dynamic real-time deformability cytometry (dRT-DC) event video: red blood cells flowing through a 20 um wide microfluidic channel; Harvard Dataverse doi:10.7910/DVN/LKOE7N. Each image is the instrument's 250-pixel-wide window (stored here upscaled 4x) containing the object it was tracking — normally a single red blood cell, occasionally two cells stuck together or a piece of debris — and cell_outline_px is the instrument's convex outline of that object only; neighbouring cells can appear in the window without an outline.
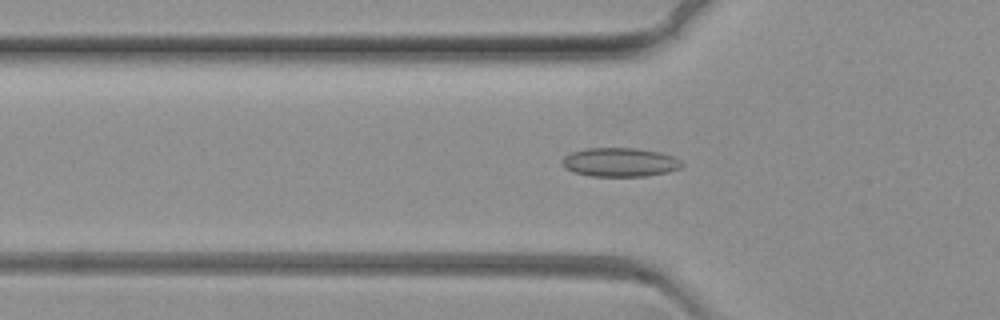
{"species": "common noctule bat (a hibernating species)", "species_latin": "Nyctalus noctula", "temperature_condition": "warm", "stored_images_in_passage": 46, "camera_frame_rate_fps": 3000, "um_per_image_px": 0.085, "animal": {"sex": "female", "body_mass_g": 19.3, "forearm_length_mm": 54.1}, "frame": {"image": 1, "passage_image": 8, "time_ms": 2.333, "image_size_px": [1000, 320], "cell_outline_px": [[684, 164], [680, 168], [668, 172], [648, 176], [588, 176], [564, 168], [560, 164], [560, 160], [564, 156], [572, 152], [588, 148], [636, 148], [660, 152], [672, 156], [680, 160]], "centroid_in_image_um": [52.67, 13.79], "position_along_channel_um": 73.1, "area_um2": 20.29}}
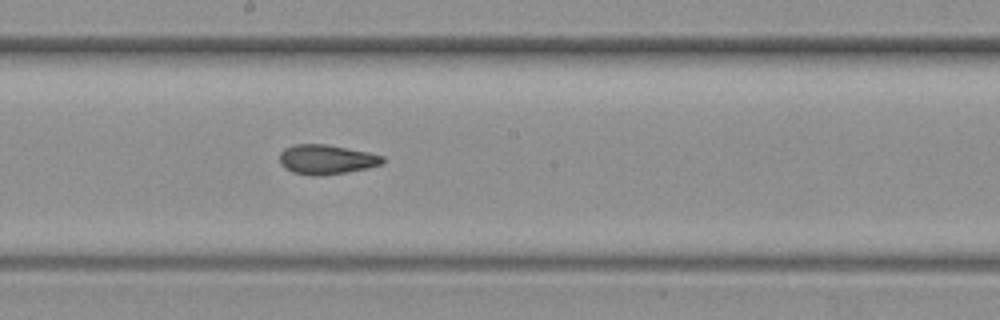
{"frame": {"image": 2, "passage_image": 23, "time_ms": 7.333, "image_size_px": [1000, 320], "cell_outline_px": [[384, 160], [380, 164], [368, 168], [320, 176], [312, 176], [292, 172], [284, 168], [280, 164], [280, 152], [284, 148], [292, 144], [324, 144], [368, 152], [384, 156]], "centroid_in_image_um": [27.69, 13.55], "position_along_channel_um": 220.5, "area_um2": 17.74}}
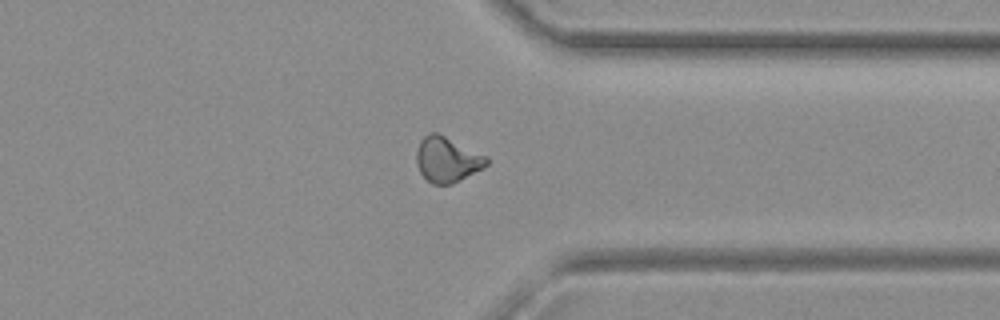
{"frame": {"image": 3, "passage_image": 39, "time_ms": 12.667, "image_size_px": [1000, 320], "cell_outline_px": [[488, 164], [484, 168], [452, 184], [432, 184], [420, 172], [416, 164], [416, 152], [420, 140], [428, 132], [436, 132], [488, 156]], "centroid_in_image_um": [38.01, 13.56], "position_along_channel_um": 373.4, "area_um2": 18.55}}